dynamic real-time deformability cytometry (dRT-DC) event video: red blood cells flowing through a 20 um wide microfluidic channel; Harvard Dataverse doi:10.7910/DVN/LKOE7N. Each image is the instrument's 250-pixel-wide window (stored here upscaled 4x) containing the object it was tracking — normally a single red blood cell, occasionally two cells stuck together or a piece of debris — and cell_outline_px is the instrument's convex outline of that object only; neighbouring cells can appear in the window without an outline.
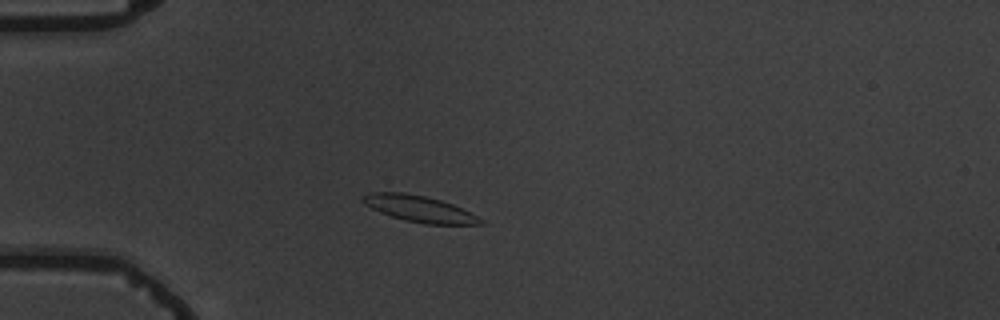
{"species": "common noctule bat (a hibernating species)", "species_latin": "Nyctalus noctula", "temperature_condition": "warm", "stored_images_in_passage": 6, "camera_frame_rate_fps": 3000, "um_per_image_px": 0.085, "animal": {"sex": "male", "body_mass_g": 19.5, "forearm_length_mm": 54.6}, "frame": {"image": 1, "passage_image": 2, "time_ms": 1.333, "image_size_px": [1000, 320], "cell_outline_px": [[484, 224], [424, 224], [404, 220], [380, 212], [364, 204], [360, 200], [360, 196], [368, 192], [404, 192], [424, 196], [440, 200], [452, 204], [484, 220]], "centroid_in_image_um": [35.57, 17.73], "position_along_channel_um": 49.4, "area_um2": 17.92}}
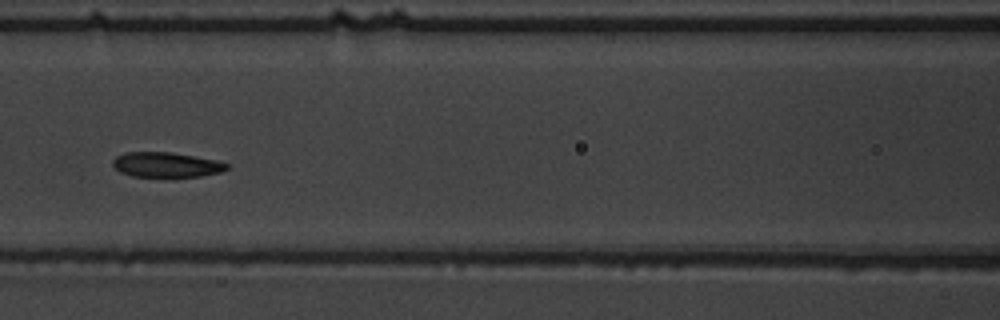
{"frame": {"image": 2, "passage_image": 5, "time_ms": 4.667, "image_size_px": [1000, 320], "cell_outline_px": [[228, 168], [220, 172], [200, 176], [168, 180], [132, 176], [120, 172], [112, 164], [112, 160], [116, 156], [124, 152], [168, 152], [216, 160], [228, 164]], "centroid_in_image_um": [14.09, 14.05], "position_along_channel_um": 152.5, "area_um2": 17.28}}
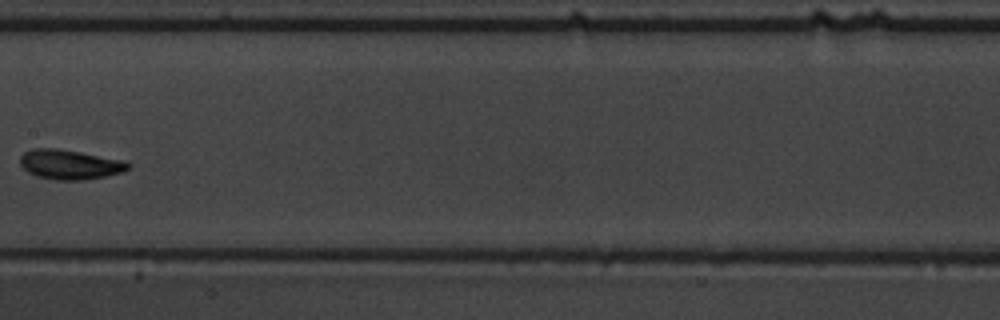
{"frame": {"image": 3, "passage_image": 6, "time_ms": 6.0, "image_size_px": [1000, 320], "cell_outline_px": [[132, 168], [120, 172], [104, 176], [80, 180], [56, 180], [36, 176], [28, 172], [20, 164], [20, 156], [24, 152], [32, 148], [56, 148], [80, 152], [120, 160], [132, 164]], "centroid_in_image_um": [5.9, 13.98], "position_along_channel_um": 201.5, "area_um2": 18.5}}